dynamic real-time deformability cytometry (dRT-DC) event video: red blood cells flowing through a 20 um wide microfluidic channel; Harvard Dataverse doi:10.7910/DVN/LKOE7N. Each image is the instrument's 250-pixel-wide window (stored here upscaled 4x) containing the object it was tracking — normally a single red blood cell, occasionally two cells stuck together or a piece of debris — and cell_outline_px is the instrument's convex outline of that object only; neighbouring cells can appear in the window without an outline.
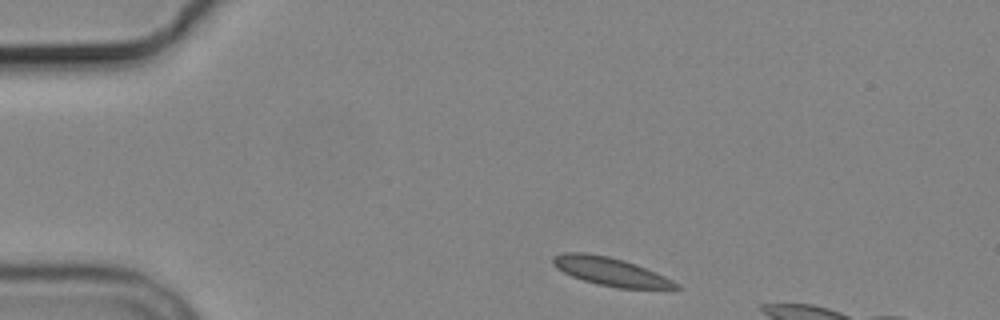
{"species": "common noctule bat (a hibernating species)", "species_latin": "Nyctalus noctula", "temperature_condition": "cold", "stored_images_in_passage": 5, "segment_of_instrument_passage": [1, 2], "camera_frame_rate_fps": 3000, "um_per_image_px": 0.085, "animal": {"sex": "male", "body_mass_g": 19.2, "forearm_length_mm": 51.8}, "frame": {"image": 1, "passage_image": 1, "time_ms": 0.0, "image_size_px": [1000, 320], "cell_outline_px": [[684, 288], [620, 288], [600, 284], [584, 280], [572, 276], [556, 268], [552, 264], [552, 256], [560, 252], [588, 252], [608, 256], [624, 260], [636, 264], [656, 272], [680, 284]], "centroid_in_image_um": [51.87, 23.05], "position_along_channel_um": 33.1, "area_um2": 20.23}}
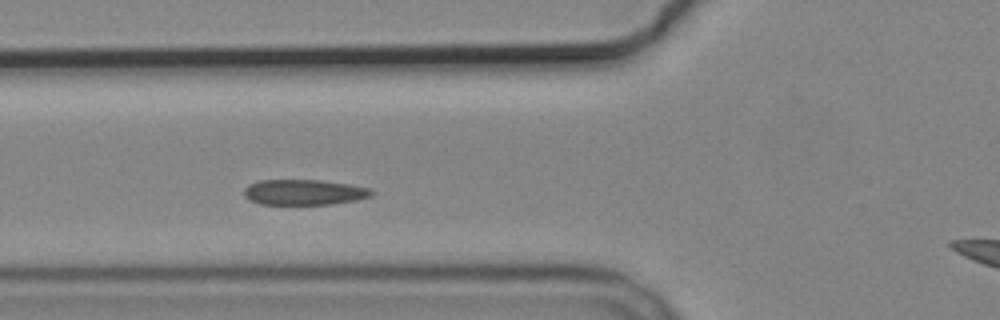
{"frame": {"image": 2, "passage_image": 4, "time_ms": 3.333, "image_size_px": [1000, 320], "cell_outline_px": [[372, 196], [356, 200], [332, 204], [260, 204], [244, 196], [244, 188], [248, 184], [260, 180], [320, 180], [348, 184], [368, 188], [372, 192]], "centroid_in_image_um": [25.82, 16.33], "position_along_channel_um": 100.0, "area_um2": 18.79}}